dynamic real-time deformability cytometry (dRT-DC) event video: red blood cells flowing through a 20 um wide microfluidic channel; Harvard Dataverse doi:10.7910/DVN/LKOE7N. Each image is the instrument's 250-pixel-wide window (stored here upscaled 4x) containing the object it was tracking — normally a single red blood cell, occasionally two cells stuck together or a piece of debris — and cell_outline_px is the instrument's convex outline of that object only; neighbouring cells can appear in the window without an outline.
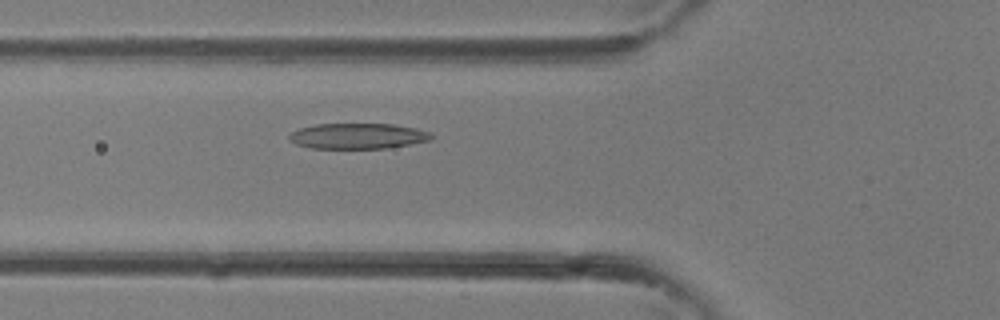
{"species": "common noctule bat (a hibernating species)", "species_latin": "Nyctalus noctula", "temperature_condition": "room temperature", "stored_images_in_passage": 36, "camera_frame_rate_fps": 3000, "um_per_image_px": 0.085, "animal": {"sex": "female"}, "frame": {"image": 1, "passage_image": 12, "time_ms": 3.667, "image_size_px": [1000, 320], "cell_outline_px": [[432, 140], [388, 148], [308, 148], [296, 144], [288, 140], [288, 136], [292, 132], [300, 128], [316, 124], [396, 124], [416, 128], [432, 132]], "centroid_in_image_um": [30.43, 11.56], "position_along_channel_um": 95.4, "area_um2": 21.33}}
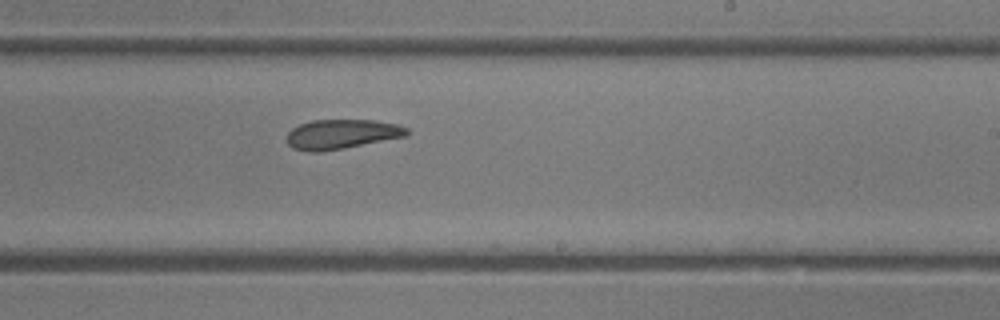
{"frame": {"image": 2, "passage_image": 21, "time_ms": 6.667, "image_size_px": [1000, 320], "cell_outline_px": [[408, 136], [344, 148], [316, 152], [308, 152], [292, 148], [284, 140], [288, 132], [292, 128], [300, 124], [312, 120], [376, 120], [400, 124], [408, 128]], "centroid_in_image_um": [29.03, 11.4], "position_along_channel_um": 260.0, "area_um2": 20.98}}
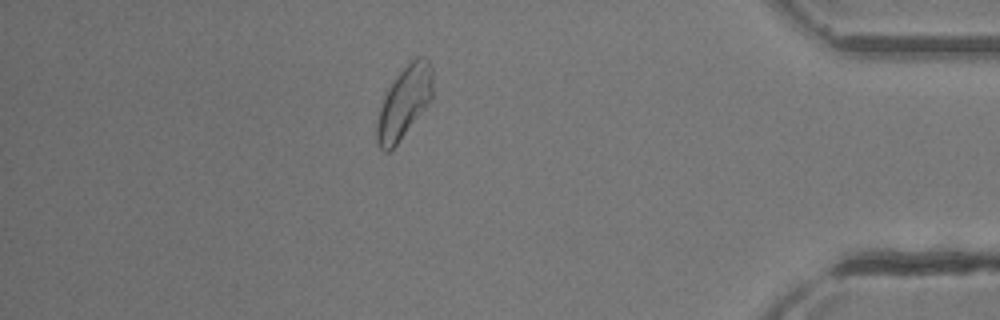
{"frame": {"image": 3, "passage_image": 31, "time_ms": 10.0, "image_size_px": [1000, 320], "cell_outline_px": [[432, 96], [396, 144], [388, 152], [384, 152], [380, 148], [376, 140], [376, 128], [380, 108], [384, 92], [396, 76], [416, 56], [424, 56], [428, 60], [432, 68]], "centroid_in_image_um": [34.32, 8.66], "position_along_channel_um": 400.9, "area_um2": 22.77}}